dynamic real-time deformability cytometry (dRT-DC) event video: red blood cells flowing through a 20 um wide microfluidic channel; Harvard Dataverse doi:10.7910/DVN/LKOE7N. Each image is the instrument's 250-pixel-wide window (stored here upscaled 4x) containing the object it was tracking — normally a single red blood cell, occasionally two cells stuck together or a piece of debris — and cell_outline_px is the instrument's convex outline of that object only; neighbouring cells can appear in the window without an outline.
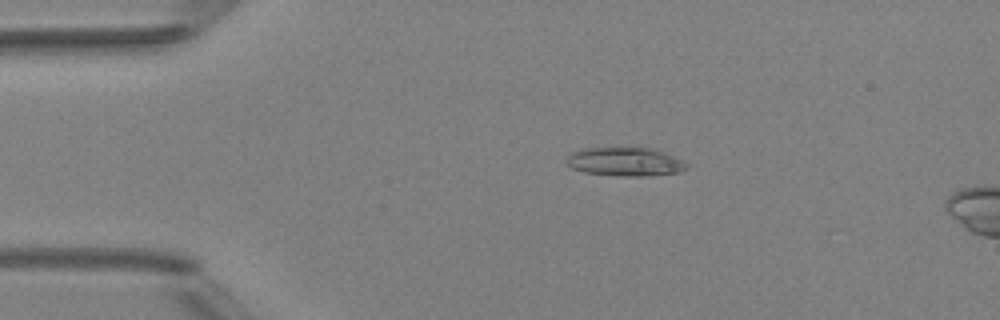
{"species": "Egyptian fruit bat (a non-hibernating species)", "species_latin": "Rousettus aegyptiacus", "temperature_condition": "room temperature", "stored_images_in_passage": 5, "camera_frame_rate_fps": 3000, "um_per_image_px": 0.085, "animal": {"sex": "female"}, "frame": {"image": 1, "passage_image": 3, "time_ms": 2.333, "image_size_px": [1000, 320], "cell_outline_px": [[688, 168], [680, 172], [644, 176], [616, 176], [584, 172], [572, 168], [568, 164], [568, 156], [572, 152], [584, 148], [648, 148], [672, 156], [688, 164]], "centroid_in_image_um": [53.12, 13.76], "position_along_channel_um": 31.9, "area_um2": 19.71}}